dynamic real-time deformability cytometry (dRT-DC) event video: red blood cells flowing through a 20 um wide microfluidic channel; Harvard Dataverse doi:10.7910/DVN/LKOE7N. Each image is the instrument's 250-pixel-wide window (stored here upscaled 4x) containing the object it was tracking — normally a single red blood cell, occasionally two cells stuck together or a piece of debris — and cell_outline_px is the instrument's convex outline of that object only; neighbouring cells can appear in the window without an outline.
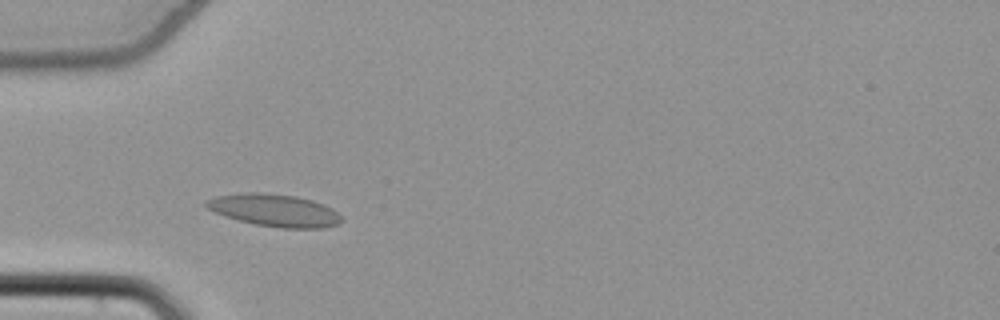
{"species": "common noctule bat (a hibernating species)", "species_latin": "Nyctalus noctula", "temperature_condition": "cold", "stored_images_in_passage": 20, "camera_frame_rate_fps": 3000, "um_per_image_px": 0.085, "animal": {"sex": "female", "body_mass_g": 22.7, "forearm_length_mm": 54.2}, "frame": {"image": 1, "passage_image": 4, "time_ms": 1.0, "image_size_px": [1000, 320], "cell_outline_px": [[344, 220], [340, 224], [320, 228], [280, 228], [256, 224], [224, 216], [208, 208], [204, 204], [204, 200], [216, 196], [244, 192], [256, 192], [296, 196], [312, 200], [324, 204], [332, 208]], "centroid_in_image_um": [23.34, 17.87], "position_along_channel_um": 61.7, "area_um2": 25.49}}
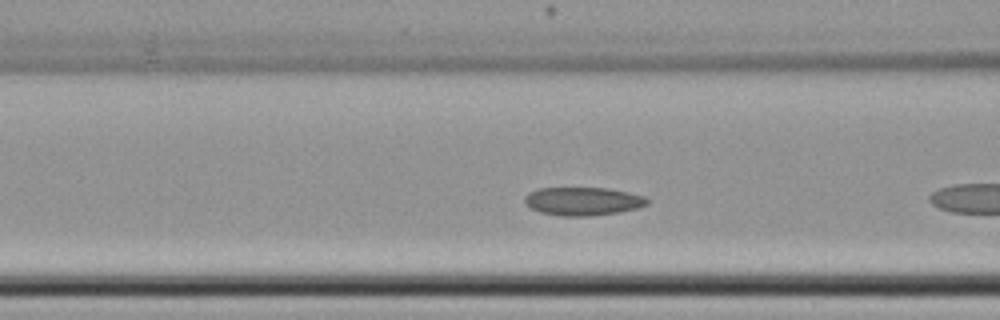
{"frame": {"image": 2, "passage_image": 6, "time_ms": 1.667, "image_size_px": [1000, 320], "cell_outline_px": [[648, 204], [636, 208], [620, 212], [588, 216], [560, 216], [540, 212], [524, 204], [524, 196], [528, 192], [536, 188], [608, 188], [628, 192], [644, 196], [648, 200]], "centroid_in_image_um": [49.5, 17.1], "position_along_channel_um": 117.1, "area_um2": 20.29}}
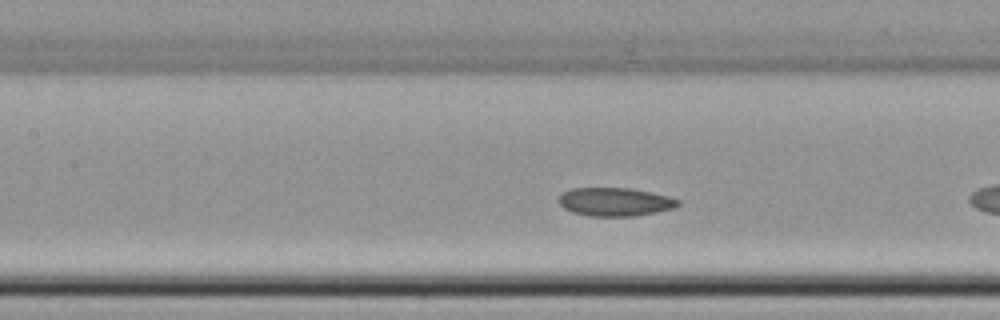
{"frame": {"image": 3, "passage_image": 9, "time_ms": 2.667, "image_size_px": [1000, 320], "cell_outline_px": [[680, 204], [676, 208], [656, 212], [632, 216], [588, 216], [572, 212], [564, 208], [560, 204], [560, 196], [564, 192], [572, 188], [628, 188], [652, 192], [668, 196], [680, 200]], "centroid_in_image_um": [52.31, 17.16], "position_along_channel_um": 155.1, "area_um2": 19.71}}